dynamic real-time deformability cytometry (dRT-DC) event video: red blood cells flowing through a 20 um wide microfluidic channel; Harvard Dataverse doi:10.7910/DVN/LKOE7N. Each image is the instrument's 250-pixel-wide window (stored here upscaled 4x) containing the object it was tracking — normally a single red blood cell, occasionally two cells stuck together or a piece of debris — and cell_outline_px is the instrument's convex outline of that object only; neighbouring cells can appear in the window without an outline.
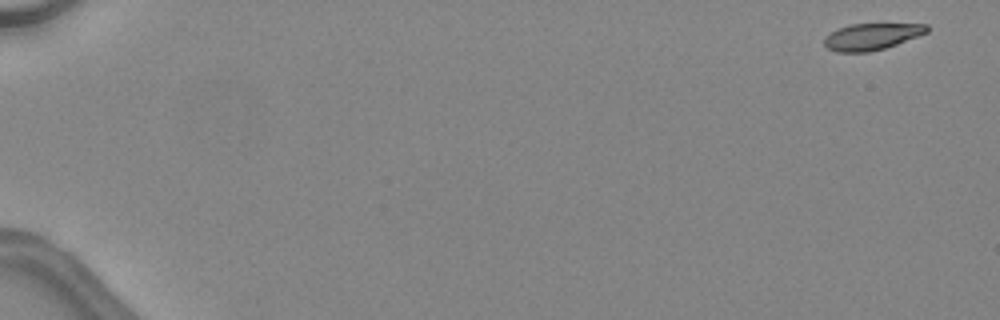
{"species": "common noctule bat (a hibernating species)", "species_latin": "Nyctalus noctula", "temperature_condition": "warm", "stored_images_in_passage": 5, "camera_frame_rate_fps": 3000, "um_per_image_px": 0.085, "animal": {"sex": "female", "body_mass_g": 24.6, "forearm_length_mm": 56.2}, "frame": {"image": 1, "passage_image": 1, "time_ms": 0.0, "image_size_px": [1000, 320], "cell_outline_px": [[928, 32], [896, 44], [884, 48], [868, 52], [836, 52], [828, 48], [824, 44], [824, 36], [836, 28], [852, 24], [928, 24]], "centroid_in_image_um": [74.04, 3.1], "position_along_channel_um": 11.0, "area_um2": 15.84}}